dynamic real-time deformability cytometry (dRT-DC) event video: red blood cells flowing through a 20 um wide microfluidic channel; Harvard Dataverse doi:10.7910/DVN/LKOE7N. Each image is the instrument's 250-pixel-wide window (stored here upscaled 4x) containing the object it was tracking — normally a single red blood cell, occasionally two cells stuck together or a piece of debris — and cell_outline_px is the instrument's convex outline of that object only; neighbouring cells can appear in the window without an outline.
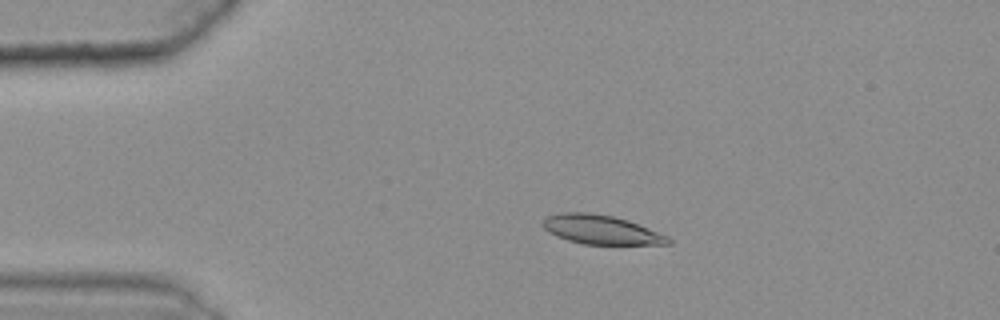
{"species": "common noctule bat (a hibernating species)", "species_latin": "Nyctalus noctula", "temperature_condition": "warm", "stored_images_in_passage": 46, "camera_frame_rate_fps": 3000, "um_per_image_px": 0.085, "animal": {"sex": "female", "body_mass_g": 25.1}, "frame": {"image": 1, "passage_image": 11, "time_ms": 3.333, "image_size_px": [1000, 320], "cell_outline_px": [[672, 244], [584, 244], [568, 240], [556, 236], [548, 232], [540, 224], [540, 220], [544, 216], [560, 212], [588, 212], [612, 216], [628, 220], [668, 236], [672, 240]], "centroid_in_image_um": [51.02, 19.51], "position_along_channel_um": 34.0, "area_um2": 21.44}}
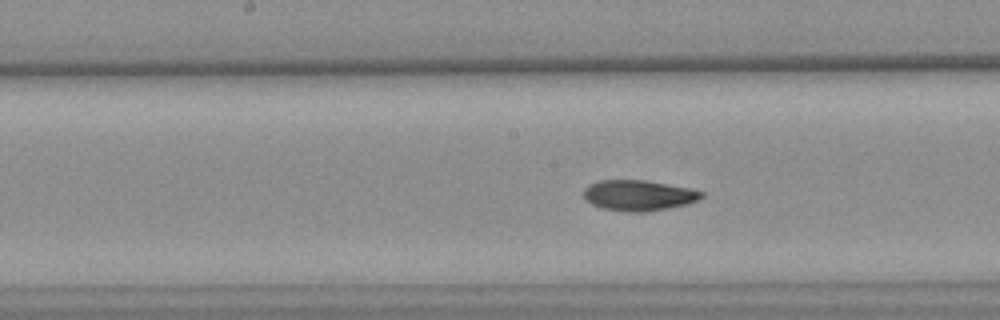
{"frame": {"image": 2, "passage_image": 28, "time_ms": 9.0, "image_size_px": [1000, 320], "cell_outline_px": [[704, 196], [696, 200], [684, 204], [668, 208], [644, 212], [628, 212], [604, 208], [592, 204], [584, 200], [584, 188], [588, 184], [600, 180], [644, 180], [688, 188], [704, 192]], "centroid_in_image_um": [54.23, 16.6], "position_along_channel_um": 194.0, "area_um2": 20.81}}
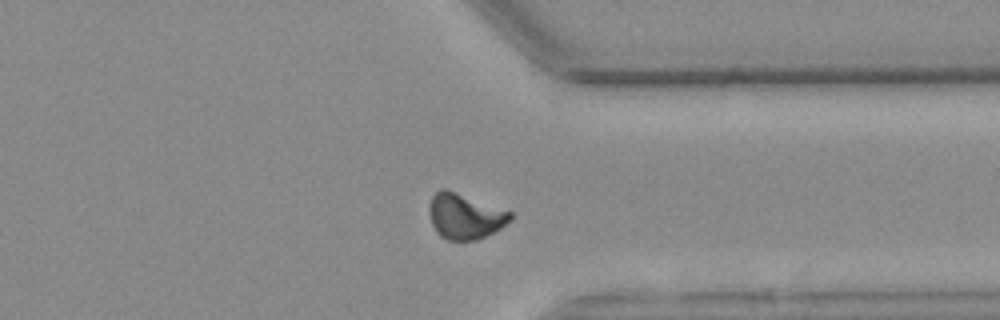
{"frame": {"image": 3, "passage_image": 43, "time_ms": 14.0, "image_size_px": [1000, 320], "cell_outline_px": [[512, 216], [500, 228], [476, 240], [448, 240], [440, 236], [436, 232], [432, 224], [428, 208], [432, 196], [440, 188], [444, 188], [512, 212]], "centroid_in_image_um": [39.46, 18.38], "position_along_channel_um": 371.9, "area_um2": 21.1}, "authors_computed_cell_mechanics": {"area_um2": 21.2126, "velocity_mm_per_s": 3.5895, "shape_relaxation_time_tau1_ms": 5.4874, "shape_relaxation_time_tau2_ms": 4.053, "deformation_change_tau1": 0.1624, "deformation_change_tau2": 0.0577}}